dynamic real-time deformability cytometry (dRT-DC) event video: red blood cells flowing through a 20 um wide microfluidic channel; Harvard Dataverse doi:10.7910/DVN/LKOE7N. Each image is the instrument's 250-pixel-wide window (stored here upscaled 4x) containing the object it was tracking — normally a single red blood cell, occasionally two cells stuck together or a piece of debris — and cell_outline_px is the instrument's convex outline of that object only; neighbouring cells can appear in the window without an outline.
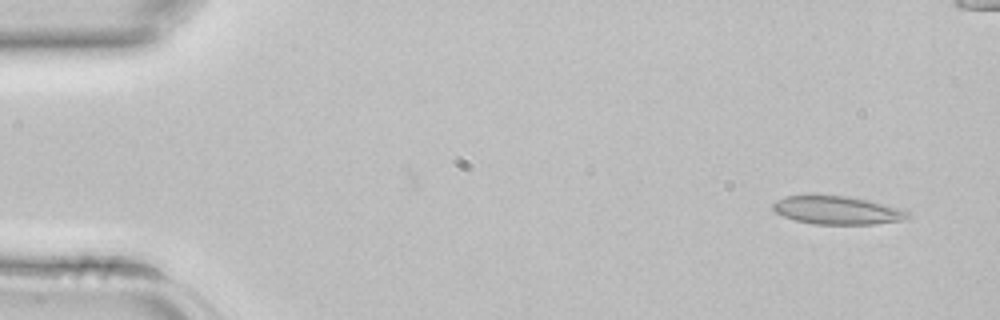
{"species": "common noctule bat (a hibernating species)", "species_latin": "Nyctalus noctula", "temperature_condition": "room temperature", "stored_images_in_passage": 34, "camera_frame_rate_fps": 3000, "um_per_image_px": 0.085, "animal": {"sex": "female", "body_mass_g": 22.7, "forearm_length_mm": 54.2}, "frame": {"image": 1, "passage_image": 2, "time_ms": 0.333, "image_size_px": [1000, 320], "cell_outline_px": [[908, 216], [900, 220], [876, 224], [816, 224], [796, 220], [784, 216], [776, 212], [772, 208], [772, 204], [784, 196], [848, 196], [868, 200], [884, 204], [908, 212]], "centroid_in_image_um": [71.12, 17.87], "position_along_channel_um": 13.9, "area_um2": 21.62}}
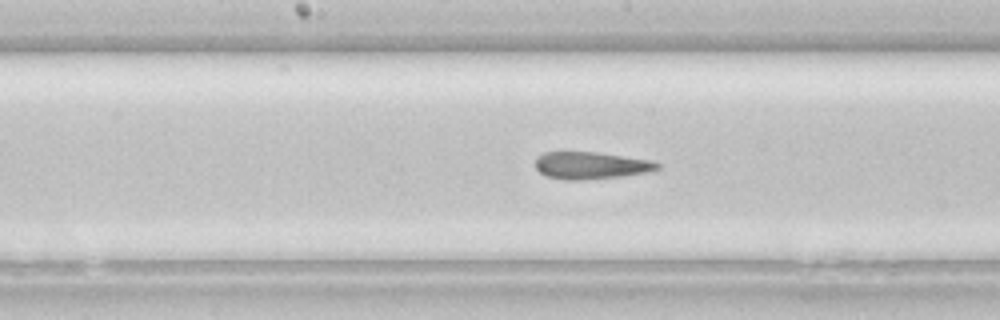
{"frame": {"image": 2, "passage_image": 21, "time_ms": 6.667, "image_size_px": [1000, 320], "cell_outline_px": [[660, 168], [648, 172], [624, 176], [584, 180], [564, 180], [548, 176], [540, 172], [536, 168], [536, 156], [544, 152], [596, 152], [652, 160], [660, 164]], "centroid_in_image_um": [50.24, 14.06], "position_along_channel_um": 198.0, "area_um2": 19.42}}
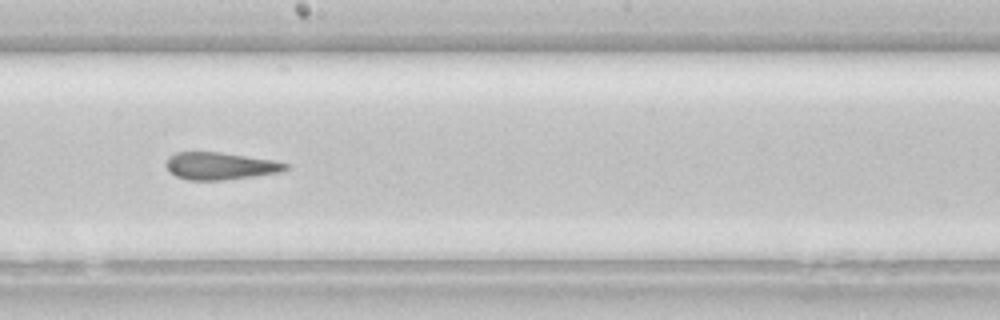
{"frame": {"image": 3, "passage_image": 23, "time_ms": 7.333, "image_size_px": [1000, 320], "cell_outline_px": [[288, 168], [280, 172], [224, 180], [188, 180], [176, 176], [164, 164], [168, 156], [176, 152], [220, 152], [272, 160], [288, 164]], "centroid_in_image_um": [18.67, 14.1], "position_along_channel_um": 229.5, "area_um2": 18.84}}